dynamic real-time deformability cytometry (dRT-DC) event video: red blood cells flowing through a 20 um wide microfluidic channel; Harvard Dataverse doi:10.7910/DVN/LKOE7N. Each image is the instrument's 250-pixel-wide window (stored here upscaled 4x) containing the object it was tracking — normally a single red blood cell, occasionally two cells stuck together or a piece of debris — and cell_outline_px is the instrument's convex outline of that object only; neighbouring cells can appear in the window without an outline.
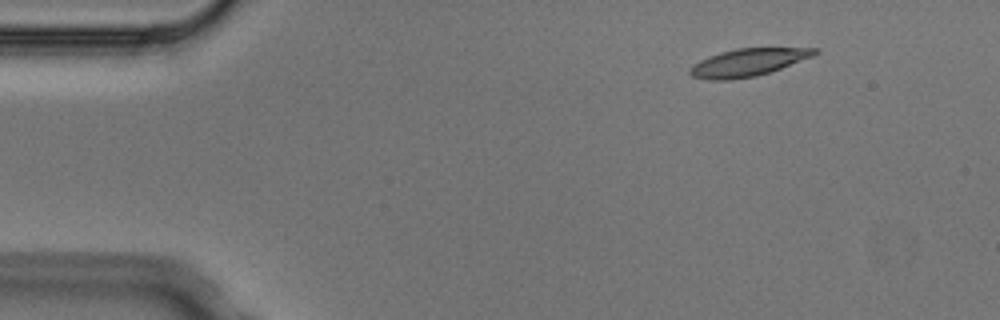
{"species": "Egyptian fruit bat (a non-hibernating species)", "species_latin": "Rousettus aegyptiacus", "temperature_condition": "cold", "stored_images_in_passage": 6, "camera_frame_rate_fps": 3000, "um_per_image_px": 0.085, "animal": {"sex": "male"}, "frame": {"image": 1, "passage_image": 2, "time_ms": 0.333, "image_size_px": [1000, 320], "cell_outline_px": [[820, 52], [812, 56], [780, 68], [756, 76], [732, 80], [708, 80], [692, 76], [688, 72], [688, 68], [692, 64], [708, 56], [720, 52], [736, 48], [820, 48]], "centroid_in_image_um": [63.52, 5.31], "position_along_channel_um": 21.5, "area_um2": 20.06}}
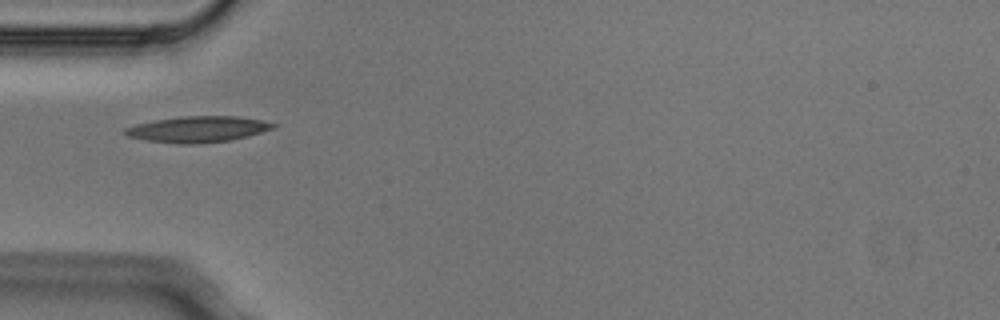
{"frame": {"image": 2, "passage_image": 5, "time_ms": 1.333, "image_size_px": [1000, 320], "cell_outline_px": [[276, 128], [248, 136], [232, 140], [196, 144], [180, 144], [148, 140], [128, 136], [120, 132], [124, 128], [136, 124], [156, 120], [180, 116], [236, 116], [260, 120], [276, 124]], "centroid_in_image_um": [16.81, 10.99], "position_along_channel_um": 68.2, "area_um2": 22.48}}
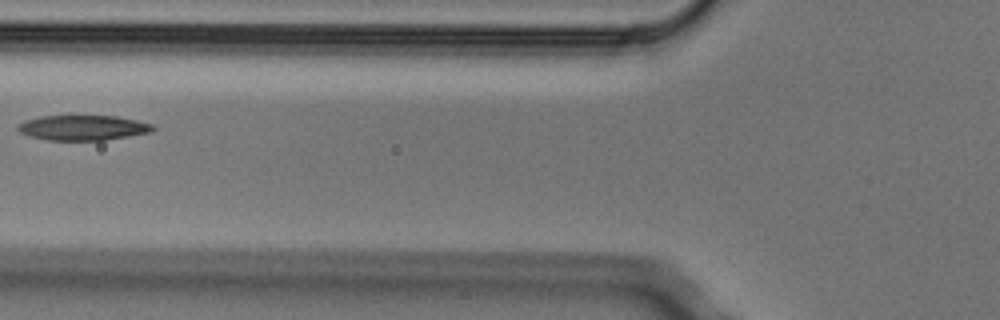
{"frame": {"image": 3, "passage_image": 6, "time_ms": 1.667, "image_size_px": [1000, 320], "cell_outline_px": [[156, 128], [152, 132], [104, 140], [48, 140], [28, 136], [20, 132], [16, 128], [16, 124], [24, 120], [40, 116], [116, 116], [136, 120], [152, 124]], "centroid_in_image_um": [7.01, 10.85], "position_along_channel_um": 118.8, "area_um2": 19.83}}